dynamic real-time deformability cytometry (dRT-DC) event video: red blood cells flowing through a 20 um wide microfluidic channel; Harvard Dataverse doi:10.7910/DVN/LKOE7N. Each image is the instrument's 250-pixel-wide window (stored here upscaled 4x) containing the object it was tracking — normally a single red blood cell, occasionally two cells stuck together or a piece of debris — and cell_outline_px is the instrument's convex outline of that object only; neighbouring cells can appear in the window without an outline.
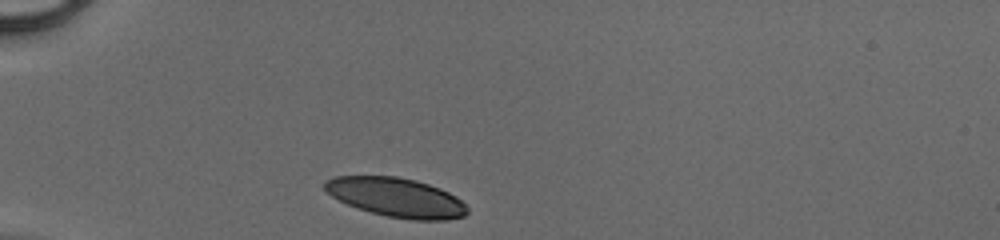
{"species": "human", "species_latin": "Homo sapiens", "temperature_condition": "cold", "stored_images_in_passage": 28, "camera_frame_rate_fps": 3000, "um_per_image_px": 0.085, "donor": {"sex": "male"}, "frame": {"image": 1, "passage_image": 1, "time_ms": 0.0, "image_size_px": [1000, 240], "cell_outline_px": [[468, 212], [464, 216], [448, 220], [412, 220], [388, 216], [372, 212], [348, 204], [332, 196], [324, 188], [324, 180], [336, 176], [396, 176], [416, 180], [440, 188], [456, 196], [468, 208]], "centroid_in_image_um": [33.71, 16.77], "position_along_channel_um": 51.3, "area_um2": 32.37}}
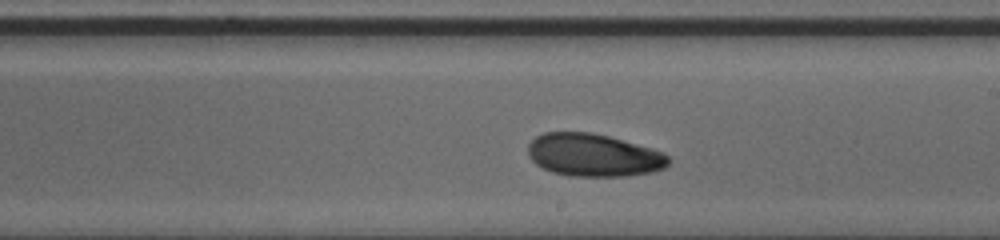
{"frame": {"image": 2, "passage_image": 16, "time_ms": 5.0, "image_size_px": [1000, 240], "cell_outline_px": [[668, 164], [664, 168], [652, 172], [624, 176], [572, 176], [552, 172], [536, 164], [528, 156], [528, 144], [536, 136], [544, 132], [592, 132], [608, 136], [652, 148], [664, 152], [668, 156]], "centroid_in_image_um": [50.44, 13.18], "position_along_channel_um": 238.6, "area_um2": 34.97}}
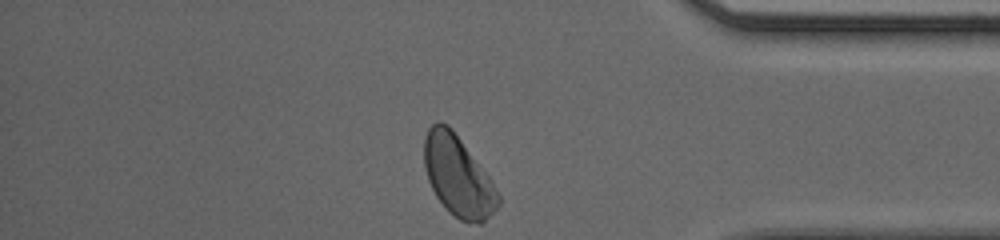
{"frame": {"image": 3, "passage_image": 28, "time_ms": 9.0, "image_size_px": [1000, 240], "cell_outline_px": [[500, 204], [480, 224], [460, 220], [448, 212], [436, 196], [428, 180], [424, 168], [424, 136], [428, 128], [436, 120], [440, 120], [448, 124], [452, 128], [492, 180], [500, 196]], "centroid_in_image_um": [38.91, 14.94], "position_along_channel_um": 396.3, "area_um2": 34.8}}